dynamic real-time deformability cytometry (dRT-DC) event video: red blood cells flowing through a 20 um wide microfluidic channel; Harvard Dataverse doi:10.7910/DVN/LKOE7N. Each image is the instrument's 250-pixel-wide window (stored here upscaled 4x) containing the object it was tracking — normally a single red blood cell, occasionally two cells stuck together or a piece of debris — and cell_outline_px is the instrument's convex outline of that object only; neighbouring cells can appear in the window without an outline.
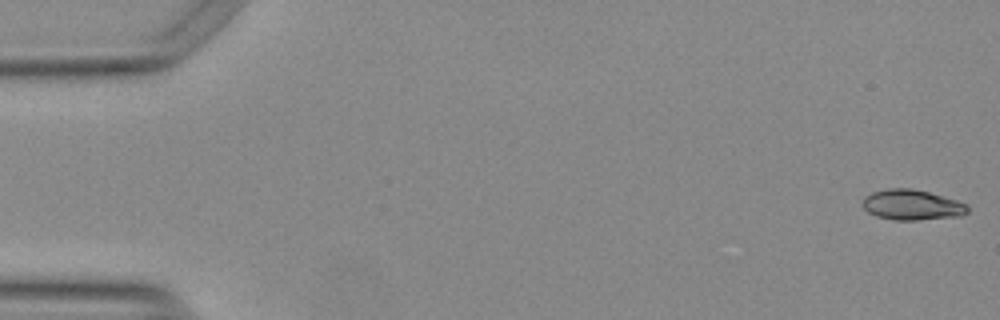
{"species": "Egyptian fruit bat (a non-hibernating species)", "species_latin": "Rousettus aegyptiacus", "temperature_condition": "warm", "stored_images_in_passage": 10, "camera_frame_rate_fps": 3000, "um_per_image_px": 0.085, "animal": {"sex": "female"}, "frame": {"image": 1, "passage_image": 1, "time_ms": 0.0, "image_size_px": [1000, 320], "cell_outline_px": [[968, 212], [960, 216], [916, 220], [896, 220], [876, 216], [868, 212], [864, 208], [864, 196], [872, 192], [888, 188], [912, 188], [928, 192], [956, 200], [964, 204], [968, 208]], "centroid_in_image_um": [77.49, 17.41], "position_along_channel_um": 7.5, "area_um2": 18.38}}